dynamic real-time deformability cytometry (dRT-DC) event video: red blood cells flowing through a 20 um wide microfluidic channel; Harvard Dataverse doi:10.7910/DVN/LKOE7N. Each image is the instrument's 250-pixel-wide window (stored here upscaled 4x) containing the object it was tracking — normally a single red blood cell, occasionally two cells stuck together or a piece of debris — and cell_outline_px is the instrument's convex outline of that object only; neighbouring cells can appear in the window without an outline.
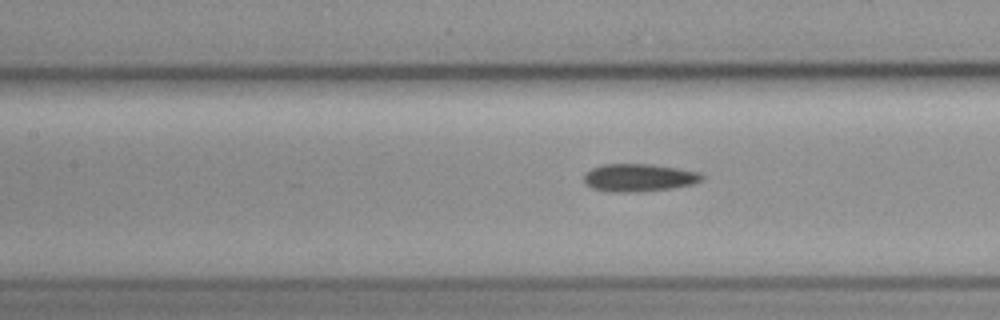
{"species": "common noctule bat (a hibernating species)", "species_latin": "Nyctalus noctula", "temperature_condition": "cold", "stored_images_in_passage": 8, "segment_of_instrument_passage": [2, 2], "camera_frame_rate_fps": 3000, "um_per_image_px": 0.085, "animal": {"sex": "female", "body_mass_g": 19.3, "forearm_length_mm": 54.1}, "frame": {"image": 1, "passage_image": 8, "time_ms": 9.333, "image_size_px": [1000, 320], "cell_outline_px": [[704, 180], [692, 184], [668, 188], [632, 192], [612, 192], [592, 188], [584, 184], [584, 172], [592, 168], [604, 164], [652, 164], [700, 172], [704, 176]], "centroid_in_image_um": [54.28, 15.09], "position_along_channel_um": 153.1, "area_um2": 19.02}}